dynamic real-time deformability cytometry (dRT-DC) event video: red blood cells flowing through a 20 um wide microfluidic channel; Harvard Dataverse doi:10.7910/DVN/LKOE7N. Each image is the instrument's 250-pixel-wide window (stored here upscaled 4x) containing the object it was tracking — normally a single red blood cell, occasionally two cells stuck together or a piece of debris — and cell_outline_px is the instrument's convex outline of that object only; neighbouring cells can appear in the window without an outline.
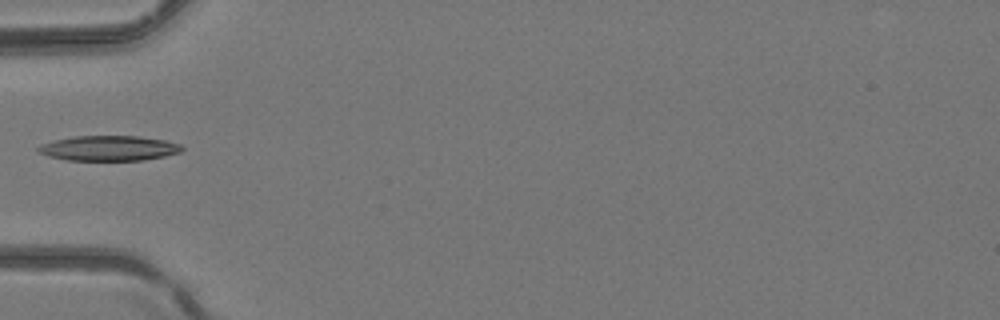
{"species": "common noctule bat (a hibernating species)", "species_latin": "Nyctalus noctula", "temperature_condition": "room temperature", "stored_images_in_passage": 1, "camera_frame_rate_fps": 3000, "um_per_image_px": 0.085, "animal": {"sex": "female", "body_mass_g": 24.6, "forearm_length_mm": 56.2}, "frame": {"image": 1, "passage_image": 1, "time_ms": 0.0, "image_size_px": [1000, 320], "cell_outline_px": [[184, 148], [180, 152], [164, 156], [144, 160], [68, 160], [48, 156], [36, 152], [36, 148], [40, 144], [56, 140], [76, 136], [140, 136], [164, 140], [180, 144]], "centroid_in_image_um": [9.23, 12.6], "position_along_channel_um": 75.8, "area_um2": 20.98}}